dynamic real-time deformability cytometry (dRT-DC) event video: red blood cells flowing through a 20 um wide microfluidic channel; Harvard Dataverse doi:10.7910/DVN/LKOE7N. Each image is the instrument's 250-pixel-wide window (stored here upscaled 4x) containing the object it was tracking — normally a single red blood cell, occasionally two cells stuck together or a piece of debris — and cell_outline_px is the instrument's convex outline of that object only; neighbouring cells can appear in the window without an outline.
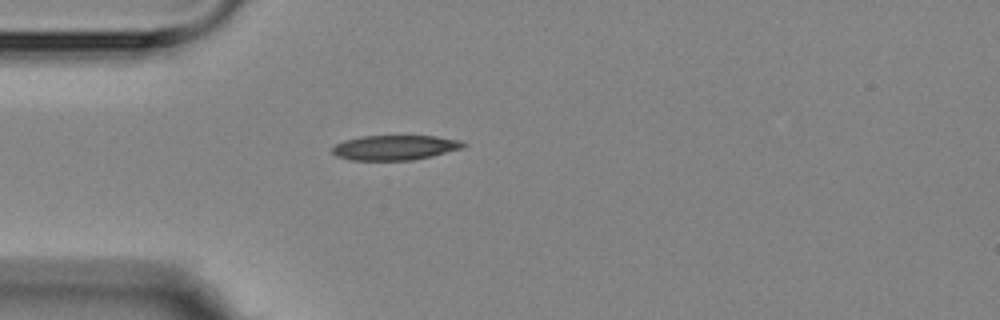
{"species": "Egyptian fruit bat (a non-hibernating species)", "species_latin": "Rousettus aegyptiacus", "temperature_condition": "room temperature", "stored_images_in_passage": 1, "camera_frame_rate_fps": 3000, "um_per_image_px": 0.085, "animal": {"sex": "female"}, "frame": {"image": 1, "passage_image": 1, "time_ms": 0.0, "image_size_px": [1000, 320], "cell_outline_px": [[468, 144], [464, 148], [432, 156], [412, 160], [352, 160], [336, 156], [332, 152], [332, 148], [336, 144], [344, 140], [360, 136], [436, 136], [460, 140]], "centroid_in_image_um": [33.59, 12.54], "position_along_channel_um": 51.4, "area_um2": 19.07}}